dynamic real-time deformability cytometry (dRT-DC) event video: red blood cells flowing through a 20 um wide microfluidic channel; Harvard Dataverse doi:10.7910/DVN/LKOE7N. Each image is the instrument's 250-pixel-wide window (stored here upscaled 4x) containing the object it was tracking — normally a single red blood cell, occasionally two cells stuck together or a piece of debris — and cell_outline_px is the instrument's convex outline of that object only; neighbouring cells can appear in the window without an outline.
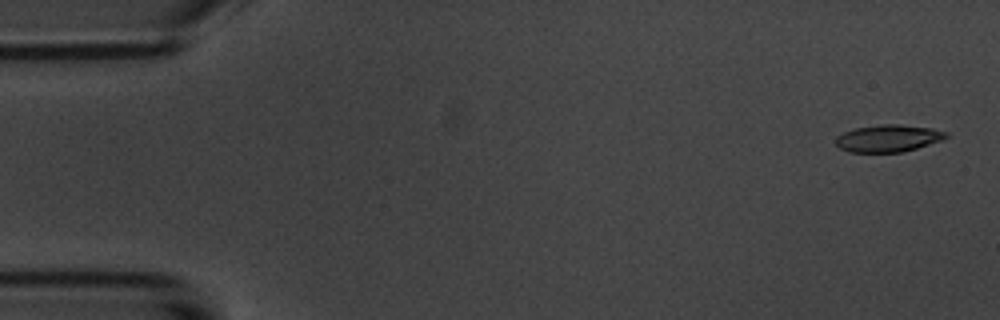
{"species": "common noctule bat (a hibernating species)", "species_latin": "Nyctalus noctula", "temperature_condition": "room temperature", "stored_images_in_passage": 5, "camera_frame_rate_fps": 3000, "um_per_image_px": 0.085, "animal": {"sex": "male", "body_mass_g": 20.1, "forearm_length_mm": 53.5}, "frame": {"image": 1, "passage_image": 1, "time_ms": 0.0, "image_size_px": [1000, 320], "cell_outline_px": [[948, 136], [944, 140], [916, 148], [900, 152], [848, 152], [840, 148], [836, 144], [836, 136], [844, 132], [856, 128], [880, 124], [900, 124], [932, 128], [948, 132]], "centroid_in_image_um": [75.52, 11.75], "position_along_channel_um": 9.5, "area_um2": 17.51}}
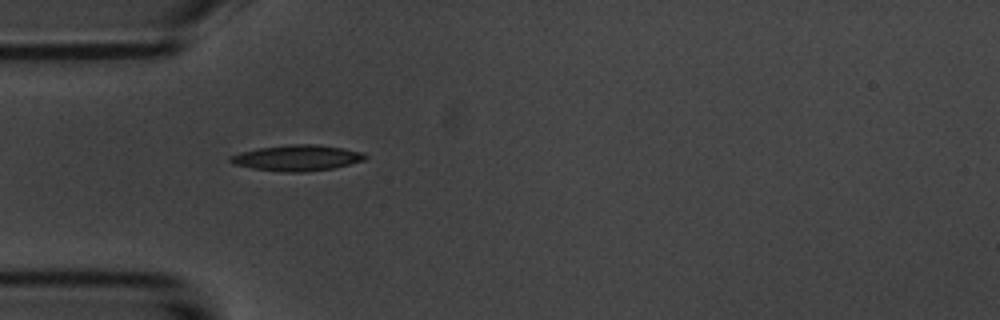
{"frame": {"image": 2, "passage_image": 4, "time_ms": 4.667, "image_size_px": [1000, 320], "cell_outline_px": [[368, 156], [364, 160], [332, 168], [304, 172], [288, 172], [252, 168], [232, 164], [228, 160], [232, 156], [240, 152], [260, 148], [292, 144], [312, 144], [344, 148], [364, 152]], "centroid_in_image_um": [25.27, 13.42], "position_along_channel_um": 59.7, "area_um2": 20.06}}
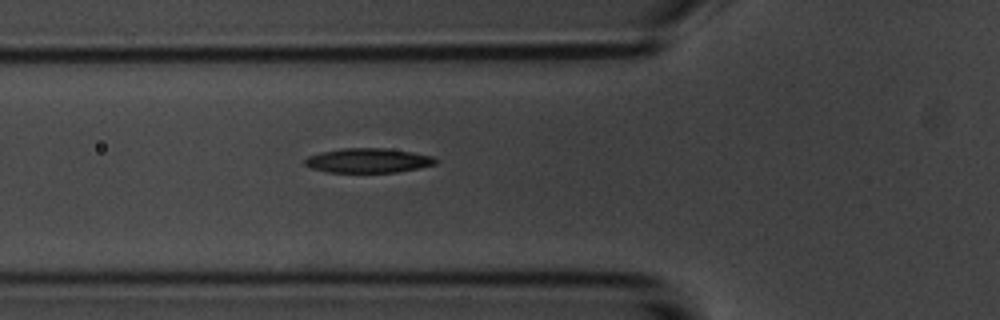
{"frame": {"image": 3, "passage_image": 5, "time_ms": 5.667, "image_size_px": [1000, 320], "cell_outline_px": [[436, 164], [420, 168], [396, 172], [328, 172], [312, 168], [304, 164], [304, 160], [308, 156], [320, 152], [340, 148], [388, 148], [412, 152], [432, 156], [436, 160]], "centroid_in_image_um": [31.28, 13.64], "position_along_channel_um": 94.5, "area_um2": 18.67}}